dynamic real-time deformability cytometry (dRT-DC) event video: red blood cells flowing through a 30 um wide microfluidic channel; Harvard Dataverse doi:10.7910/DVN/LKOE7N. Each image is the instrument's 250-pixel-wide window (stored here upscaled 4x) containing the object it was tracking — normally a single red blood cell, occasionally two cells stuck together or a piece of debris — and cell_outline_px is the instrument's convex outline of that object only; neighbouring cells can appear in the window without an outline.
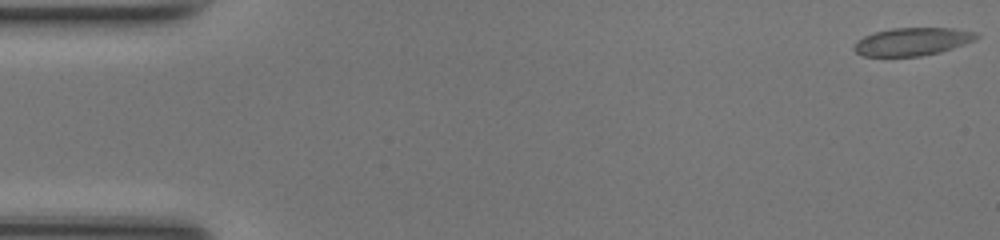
{"species": "common noctule bat (a hibernating species)", "species_latin": "Nyctalus noctula", "temperature_condition": "room temperature", "stored_images_in_passage": 49, "camera_frame_rate_fps": 3000, "um_per_image_px": 0.085, "animal": {"sex": "female", "body_mass_g": 17.0, "forearm_length_mm": 48.0}, "frame": {"image": 1, "passage_image": 1, "time_ms": 0.0, "image_size_px": [1000, 240], "cell_outline_px": [[980, 36], [964, 44], [940, 52], [920, 56], [864, 56], [856, 52], [852, 48], [856, 40], [872, 32], [892, 28], [952, 28], [976, 32]], "centroid_in_image_um": [77.5, 3.53], "position_along_channel_um": 7.5, "area_um2": 19.88}}
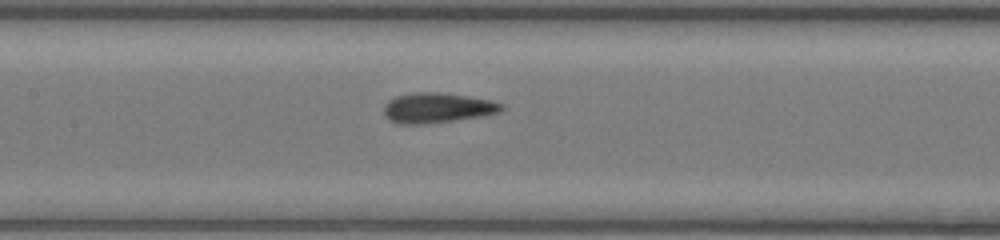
{"frame": {"image": 2, "passage_image": 23, "time_ms": 7.333, "image_size_px": [1000, 240], "cell_outline_px": [[504, 108], [500, 112], [484, 116], [424, 124], [396, 124], [388, 120], [384, 112], [384, 104], [388, 100], [396, 96], [412, 92], [436, 92], [468, 96], [492, 100], [504, 104]], "centroid_in_image_um": [37.16, 9.17], "position_along_channel_um": 170.2, "area_um2": 20.87}}
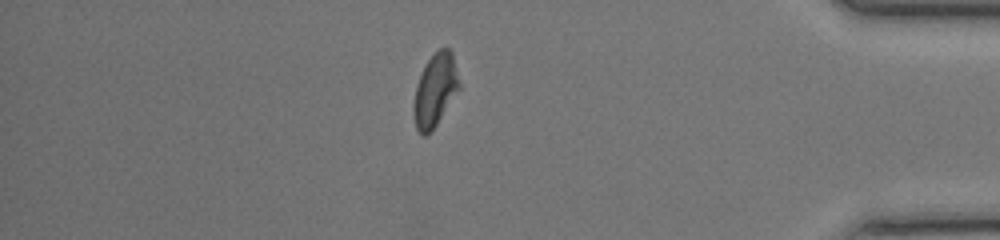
{"frame": {"image": 3, "passage_image": 42, "time_ms": 13.667, "image_size_px": [1000, 240], "cell_outline_px": [[460, 88], [436, 124], [424, 136], [420, 136], [416, 128], [412, 112], [412, 108], [416, 84], [428, 60], [440, 48], [448, 48], [452, 52], [460, 84]], "centroid_in_image_um": [36.96, 7.68], "position_along_channel_um": 398.2, "area_um2": 19.02}}